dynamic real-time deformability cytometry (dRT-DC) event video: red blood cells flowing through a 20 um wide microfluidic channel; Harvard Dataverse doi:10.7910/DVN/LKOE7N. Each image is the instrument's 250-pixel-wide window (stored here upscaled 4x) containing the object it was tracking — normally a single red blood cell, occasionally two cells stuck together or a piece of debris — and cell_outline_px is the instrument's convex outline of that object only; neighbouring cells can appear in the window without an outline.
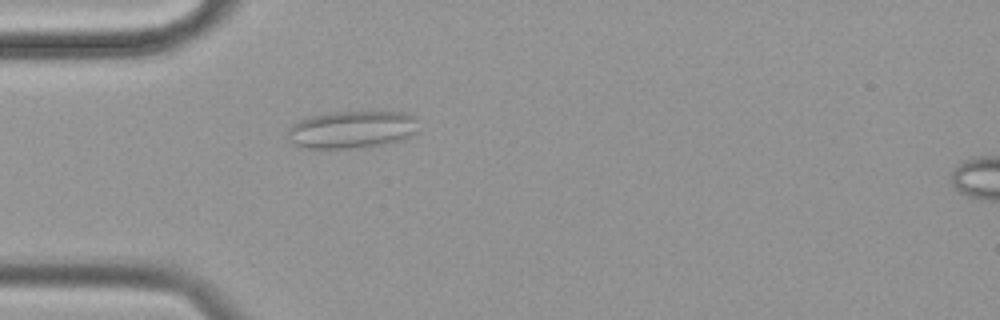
{"species": "common noctule bat (a hibernating species)", "species_latin": "Nyctalus noctula", "temperature_condition": "cold", "stored_images_in_passage": 51, "camera_frame_rate_fps": 3000, "um_per_image_px": 0.085, "animal": {"sex": "female", "body_mass_g": 19.9}, "frame": {"image": 1, "passage_image": 9, "time_ms": 2.667, "image_size_px": [1000, 320], "cell_outline_px": [[416, 132], [400, 140], [380, 144], [356, 148], [308, 148], [292, 144], [288, 140], [288, 128], [292, 124], [300, 120], [312, 116], [328, 112], [408, 112], [416, 116]], "centroid_in_image_um": [29.88, 11.0], "position_along_channel_um": 55.1, "area_um2": 28.44}}
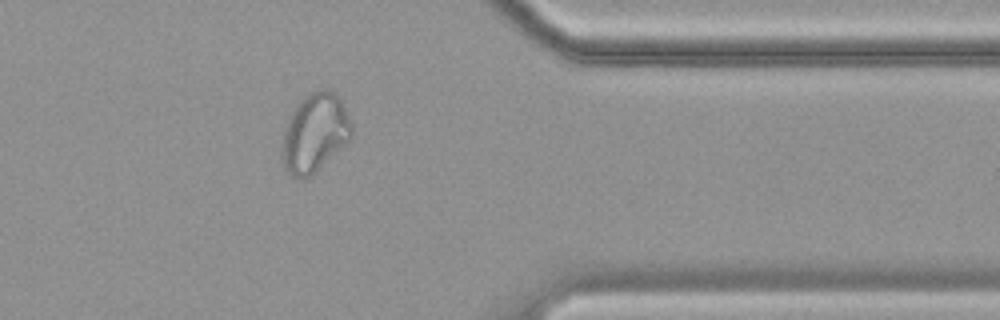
{"frame": {"image": 2, "passage_image": 40, "time_ms": 13.0, "image_size_px": [1000, 320], "cell_outline_px": [[352, 136], [312, 176], [304, 180], [296, 180], [284, 168], [280, 156], [280, 148], [284, 128], [296, 104], [308, 92], [320, 88], [328, 88], [340, 100], [352, 124]], "centroid_in_image_um": [26.69, 11.33], "position_along_channel_um": 384.7, "area_um2": 32.25}}
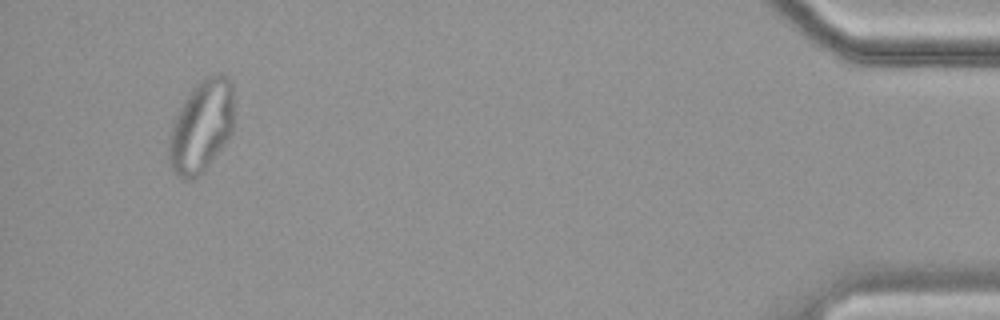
{"frame": {"image": 3, "passage_image": 48, "time_ms": 15.667, "image_size_px": [1000, 320], "cell_outline_px": [[232, 132], [228, 140], [204, 172], [200, 176], [192, 180], [180, 180], [176, 176], [168, 164], [168, 148], [172, 120], [184, 100], [192, 88], [196, 84], [208, 76], [216, 72], [220, 72], [228, 76], [232, 80]], "centroid_in_image_um": [17.09, 10.78], "position_along_channel_um": 418.1, "area_um2": 35.72}, "authors_computed_cell_mechanics": {"area_um2": 26.9926, "velocity_mm_per_s": 3.4568, "shape_relaxation_time_tau1_ms": null, "shape_relaxation_time_tau2_ms": 1.1364, "deformation_change_tau1": null, "deformation_change_tau2": 0.0879}}